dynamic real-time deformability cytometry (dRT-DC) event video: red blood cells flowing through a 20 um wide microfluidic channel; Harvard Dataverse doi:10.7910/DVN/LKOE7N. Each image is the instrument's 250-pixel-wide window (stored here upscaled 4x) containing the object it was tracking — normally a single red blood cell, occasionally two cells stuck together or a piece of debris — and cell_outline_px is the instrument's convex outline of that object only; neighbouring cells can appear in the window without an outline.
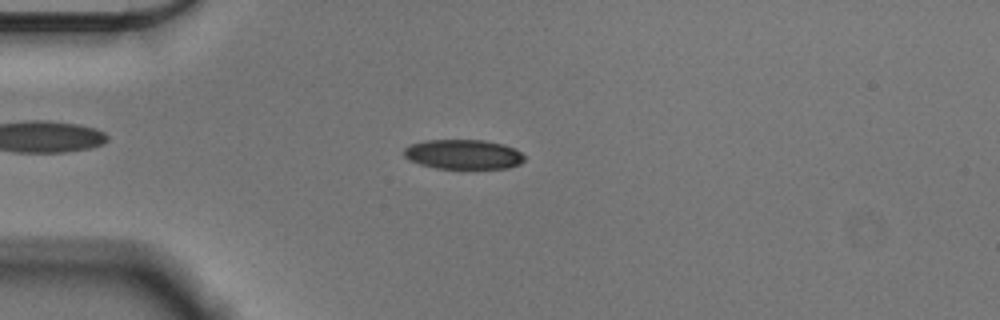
{"species": "Egyptian fruit bat (a non-hibernating species)", "species_latin": "Rousettus aegyptiacus", "temperature_condition": "cold", "stored_images_in_passage": 55, "camera_frame_rate_fps": 3000, "um_per_image_px": 0.085, "animal": {"sex": "male"}, "frame": {"image": 1, "passage_image": 14, "time_ms": 4.333, "image_size_px": [1000, 320], "cell_outline_px": [[524, 160], [520, 164], [508, 168], [436, 168], [420, 164], [408, 160], [404, 156], [404, 148], [412, 144], [424, 140], [484, 140], [504, 144], [516, 148], [524, 156]], "centroid_in_image_um": [39.39, 13.11], "position_along_channel_um": 45.6, "area_um2": 20.87}}
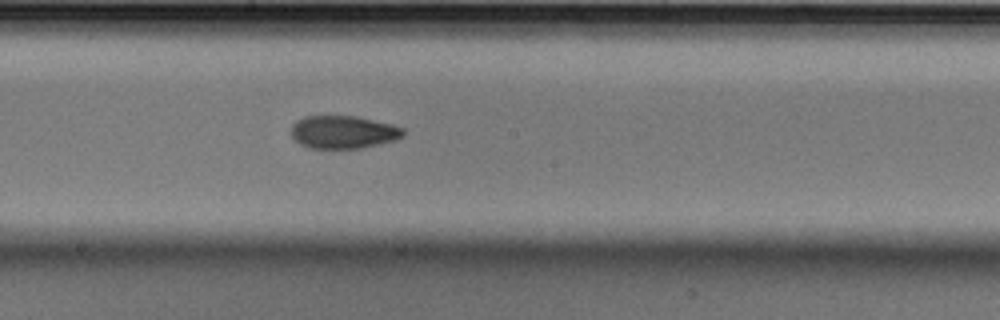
{"frame": {"image": 2, "passage_image": 30, "time_ms": 9.667, "image_size_px": [1000, 320], "cell_outline_px": [[404, 136], [396, 140], [360, 148], [308, 148], [300, 144], [292, 136], [292, 124], [296, 120], [304, 116], [356, 116], [392, 124], [404, 128]], "centroid_in_image_um": [29.18, 11.22], "position_along_channel_um": 219.0, "area_um2": 21.5}}
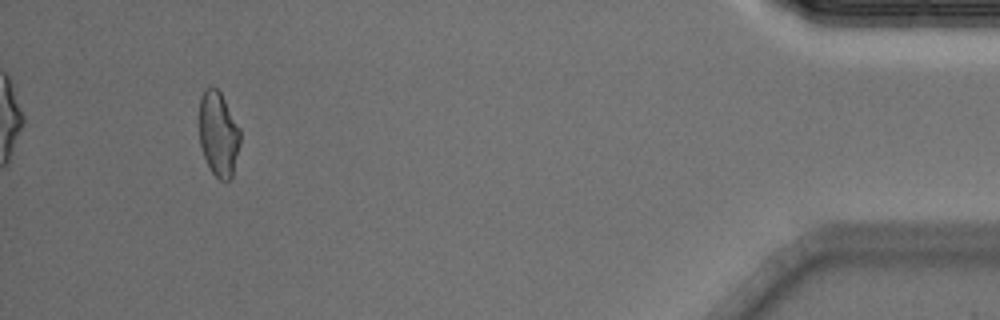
{"frame": {"image": 3, "passage_image": 52, "time_ms": 17.0, "image_size_px": [1000, 320], "cell_outline_px": [[240, 144], [232, 176], [228, 180], [220, 180], [212, 172], [204, 156], [200, 144], [200, 96], [204, 88], [208, 84], [212, 84], [220, 92], [240, 128]], "centroid_in_image_um": [18.56, 11.34], "position_along_channel_um": 416.6, "area_um2": 20.23}, "authors_computed_cell_mechanics": {"area_um2": 21.3282, "velocity_mm_per_s": 3.5985, "shape_relaxation_time_tau1_ms": 4.9459, "shape_relaxation_time_tau2_ms": 3.1151, "deformation_change_tau1": 0.1323, "deformation_change_tau2": 0.0804}}